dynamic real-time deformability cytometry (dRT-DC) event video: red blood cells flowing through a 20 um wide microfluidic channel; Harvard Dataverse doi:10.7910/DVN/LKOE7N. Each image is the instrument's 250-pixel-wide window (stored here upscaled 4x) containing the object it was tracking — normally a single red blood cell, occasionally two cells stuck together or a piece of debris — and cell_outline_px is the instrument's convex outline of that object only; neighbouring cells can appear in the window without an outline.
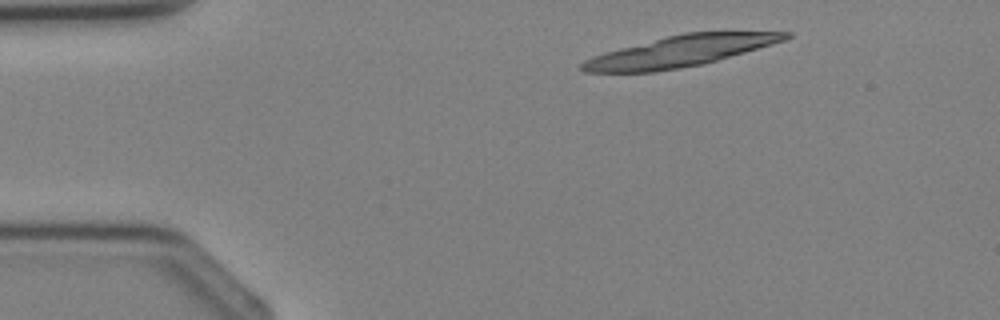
{"species": "Egyptian fruit bat (a non-hibernating species)", "species_latin": "Rousettus aegyptiacus", "temperature_condition": "cold", "stored_images_in_passage": 2, "camera_frame_rate_fps": 3000, "um_per_image_px": 0.085, "animal": {"sex": "female"}, "frame": {"image": 1, "passage_image": 1, "time_ms": 0.0, "image_size_px": [1000, 320], "cell_outline_px": [[792, 36], [784, 40], [772, 44], [704, 64], [652, 72], [584, 72], [580, 68], [580, 64], [584, 60], [592, 56], [620, 48], [684, 32], [792, 32]], "centroid_in_image_um": [57.79, 4.36], "position_along_channel_um": 27.2, "area_um2": 36.18}}